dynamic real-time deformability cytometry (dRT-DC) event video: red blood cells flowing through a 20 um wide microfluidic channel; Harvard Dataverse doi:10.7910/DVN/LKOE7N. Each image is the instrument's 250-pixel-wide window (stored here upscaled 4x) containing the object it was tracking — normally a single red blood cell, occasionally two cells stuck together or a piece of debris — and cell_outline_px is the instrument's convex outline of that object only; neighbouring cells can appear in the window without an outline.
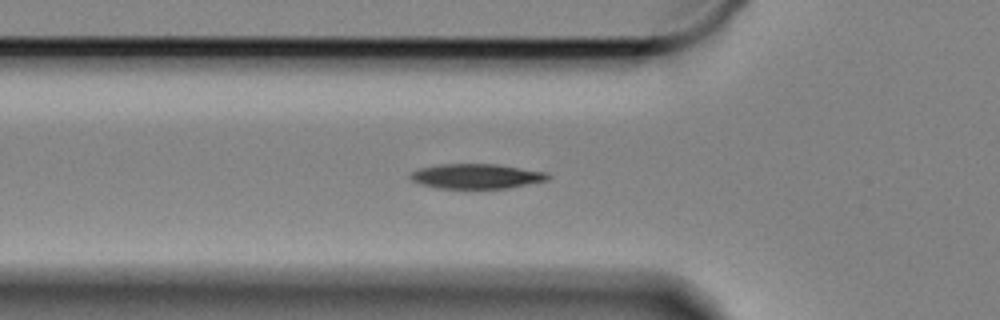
{"species": "Egyptian fruit bat (a non-hibernating species)", "species_latin": "Rousettus aegyptiacus", "temperature_condition": "cold", "stored_images_in_passage": 32, "camera_frame_rate_fps": 3000, "um_per_image_px": 0.085, "animal": {"sex": "female"}, "frame": {"image": 1, "passage_image": 2, "time_ms": 0.333, "image_size_px": [1000, 320], "cell_outline_px": [[552, 176], [548, 180], [508, 188], [436, 188], [420, 184], [412, 180], [408, 176], [412, 172], [420, 168], [440, 164], [496, 164], [548, 172]], "centroid_in_image_um": [40.52, 14.98], "position_along_channel_um": 85.3, "area_um2": 19.94}}
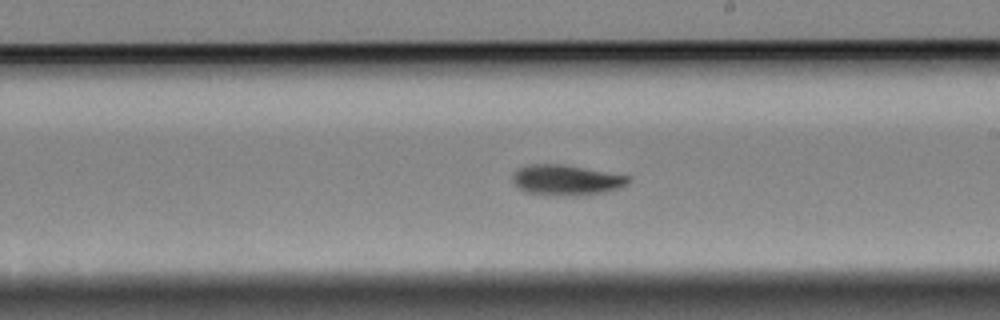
{"frame": {"image": 2, "passage_image": 16, "time_ms": 5.0, "image_size_px": [1000, 320], "cell_outline_px": [[632, 180], [628, 184], [620, 188], [608, 192], [584, 196], [572, 196], [524, 192], [512, 180], [512, 176], [520, 168], [532, 164], [560, 164], [632, 176]], "centroid_in_image_um": [48.23, 15.32], "position_along_channel_um": 240.8, "area_um2": 20.58}}
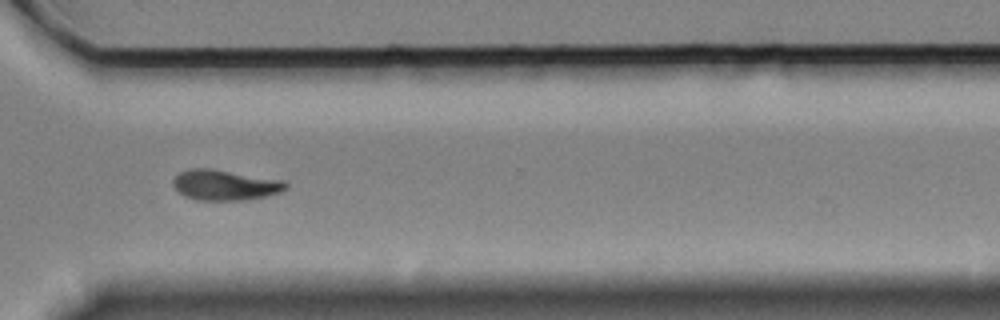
{"frame": {"image": 3, "passage_image": 26, "time_ms": 8.333, "image_size_px": [1000, 320], "cell_outline_px": [[288, 188], [280, 192], [268, 196], [244, 200], [196, 200], [184, 196], [172, 184], [172, 180], [180, 172], [188, 168], [208, 168], [284, 180], [288, 184]], "centroid_in_image_um": [19.13, 15.73], "position_along_channel_um": 351.5, "area_um2": 20.06}}